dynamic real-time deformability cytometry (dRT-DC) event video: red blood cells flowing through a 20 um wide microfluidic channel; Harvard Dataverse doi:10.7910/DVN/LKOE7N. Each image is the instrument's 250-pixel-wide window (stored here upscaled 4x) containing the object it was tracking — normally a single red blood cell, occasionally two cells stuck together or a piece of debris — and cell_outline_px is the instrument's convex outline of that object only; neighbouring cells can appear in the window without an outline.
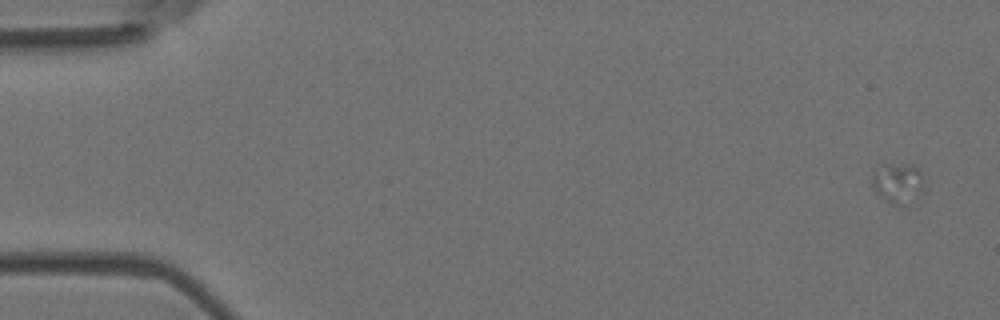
{"species": "Egyptian fruit bat (a non-hibernating species)", "species_latin": "Rousettus aegyptiacus", "temperature_condition": "room temperature", "stored_images_in_passage": 6, "camera_frame_rate_fps": 3000, "um_per_image_px": 0.085, "animal": {"sex": "female"}, "frame": {"image": 1, "passage_image": 1, "time_ms": 0.0, "image_size_px": [1000, 320], "cell_outline_px": [[924, 192], [916, 200], [896, 208], [880, 196], [872, 188], [872, 172], [876, 168], [884, 164], [916, 164], [924, 172]], "centroid_in_image_um": [76.38, 15.57], "position_along_channel_um": 8.6, "area_um2": 13.12}}
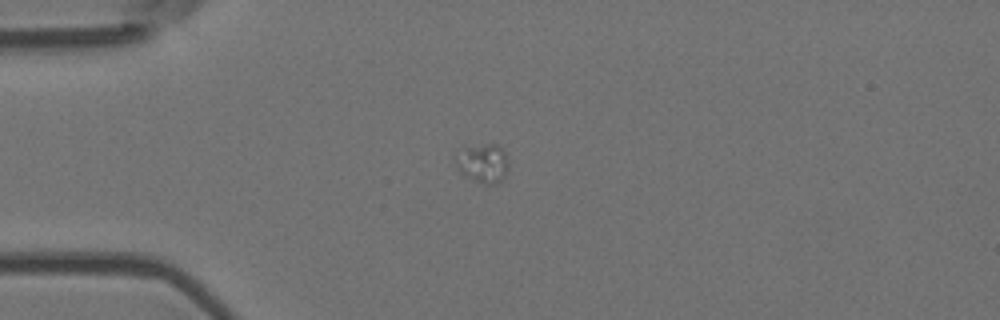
{"frame": {"image": 2, "passage_image": 4, "time_ms": 1.0, "image_size_px": [1000, 320], "cell_outline_px": [[508, 168], [504, 176], [496, 184], [488, 184], [476, 180], [468, 176], [456, 164], [456, 160], [464, 148], [488, 144], [500, 144], [508, 160]], "centroid_in_image_um": [41.14, 13.85], "position_along_channel_um": 43.9, "area_um2": 11.33}}